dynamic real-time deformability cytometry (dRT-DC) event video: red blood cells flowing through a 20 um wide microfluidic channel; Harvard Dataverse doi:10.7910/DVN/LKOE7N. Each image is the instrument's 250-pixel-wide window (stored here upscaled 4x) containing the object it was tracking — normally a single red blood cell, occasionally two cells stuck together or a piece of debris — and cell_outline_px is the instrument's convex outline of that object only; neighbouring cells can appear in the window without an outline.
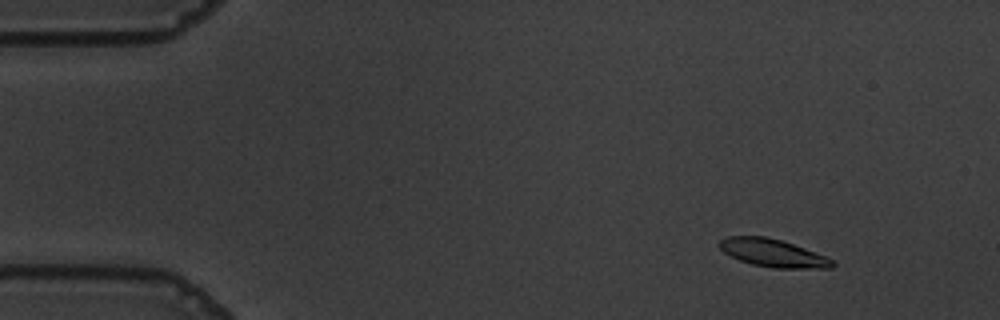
{"species": "common noctule bat (a hibernating species)", "species_latin": "Nyctalus noctula", "temperature_condition": "warm", "stored_images_in_passage": 52, "camera_frame_rate_fps": 3000, "um_per_image_px": 0.085, "animal": {"sex": "male", "body_mass_g": 19.5, "forearm_length_mm": 54.6}, "frame": {"image": 1, "passage_image": 2, "time_ms": 0.333, "image_size_px": [1000, 320], "cell_outline_px": [[836, 264], [832, 268], [772, 268], [752, 264], [740, 260], [724, 252], [716, 244], [720, 240], [728, 236], [768, 236], [828, 256]], "centroid_in_image_um": [65.7, 21.5], "position_along_channel_um": 19.3, "area_um2": 18.32}}
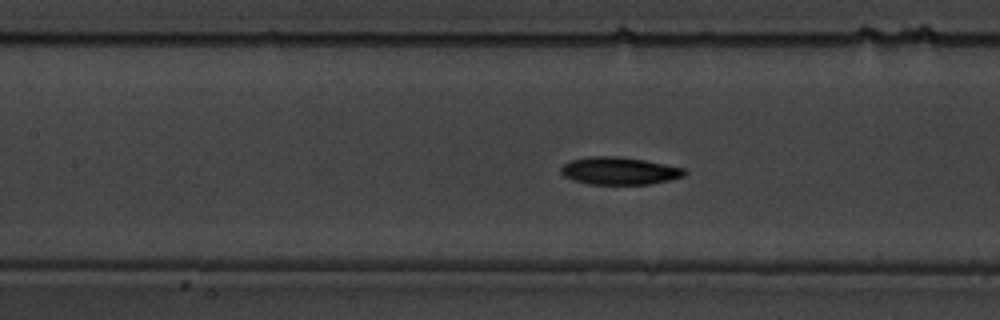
{"frame": {"image": 2, "passage_image": 21, "time_ms": 6.667, "image_size_px": [1000, 320], "cell_outline_px": [[688, 172], [684, 176], [668, 180], [648, 184], [592, 184], [576, 180], [564, 176], [560, 172], [560, 168], [564, 164], [572, 160], [588, 156], [620, 156], [644, 160], [684, 168]], "centroid_in_image_um": [52.65, 14.51], "position_along_channel_um": 154.8, "area_um2": 19.65}}
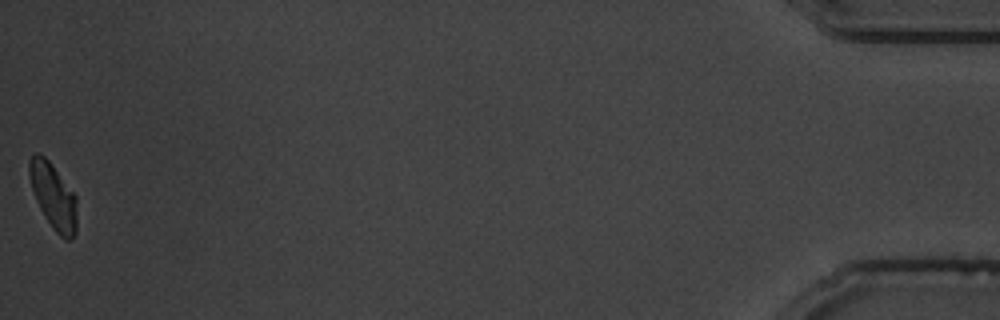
{"frame": {"image": 3, "passage_image": 52, "time_ms": 17.0, "image_size_px": [1000, 320], "cell_outline_px": [[76, 232], [72, 240], [64, 240], [56, 232], [40, 208], [36, 200], [32, 188], [28, 172], [28, 160], [36, 152], [44, 156], [52, 164], [76, 196]], "centroid_in_image_um": [4.53, 16.67], "position_along_channel_um": 430.7, "area_um2": 18.09}, "authors_computed_cell_mechanics": {"area_um2": 19.1029, "velocity_mm_per_s": 3.6009, "shape_relaxation_time_tau1_ms": 4.0224, "shape_relaxation_time_tau2_ms": null, "deformation_change_tau1": 0.1529, "deformation_change_tau2": null}}